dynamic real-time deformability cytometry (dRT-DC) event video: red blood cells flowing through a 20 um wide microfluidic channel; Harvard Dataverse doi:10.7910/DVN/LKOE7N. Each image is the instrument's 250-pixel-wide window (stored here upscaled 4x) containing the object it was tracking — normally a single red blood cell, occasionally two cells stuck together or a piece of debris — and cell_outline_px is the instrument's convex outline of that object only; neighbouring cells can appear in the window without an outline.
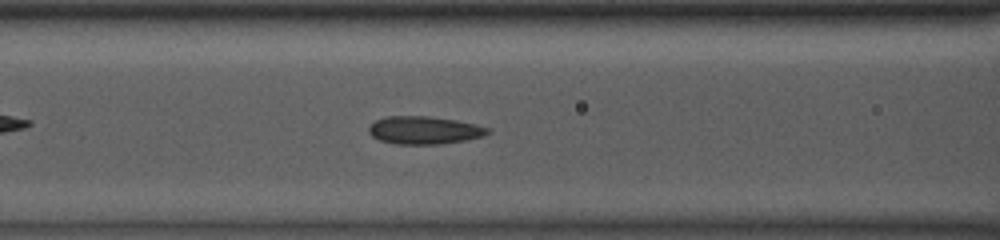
{"species": "common noctule bat (a hibernating species)", "species_latin": "Nyctalus noctula", "temperature_condition": "room temperature", "stored_images_in_passage": 34, "camera_frame_rate_fps": 3000, "um_per_image_px": 0.085, "animal": {"sex": "male", "body_mass_g": 13.0, "forearm_length_mm": 53.1}, "frame": {"image": 1, "passage_image": 10, "time_ms": 3.0, "image_size_px": [1000, 240], "cell_outline_px": [[492, 132], [484, 136], [464, 140], [440, 144], [396, 144], [380, 140], [372, 136], [368, 132], [368, 128], [376, 120], [388, 116], [428, 116], [456, 120], [476, 124], [488, 128]], "centroid_in_image_um": [36.07, 11.07], "position_along_channel_um": 130.5, "area_um2": 19.25}}
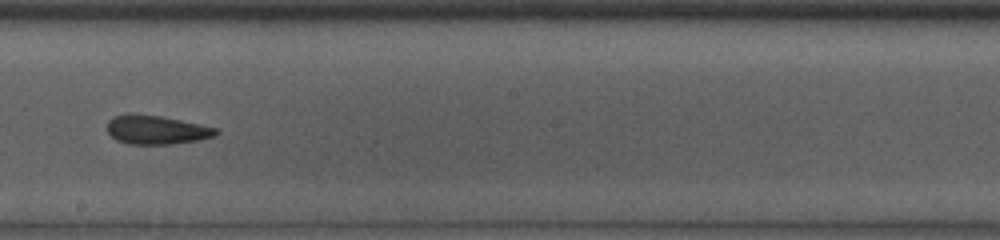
{"frame": {"image": 2, "passage_image": 18, "time_ms": 5.667, "image_size_px": [1000, 240], "cell_outline_px": [[220, 132], [216, 136], [200, 140], [168, 144], [128, 144], [116, 140], [108, 132], [108, 120], [112, 116], [128, 112], [160, 116], [180, 120], [216, 128]], "centroid_in_image_um": [13.27, 11.02], "position_along_channel_um": 234.9, "area_um2": 18.44}}
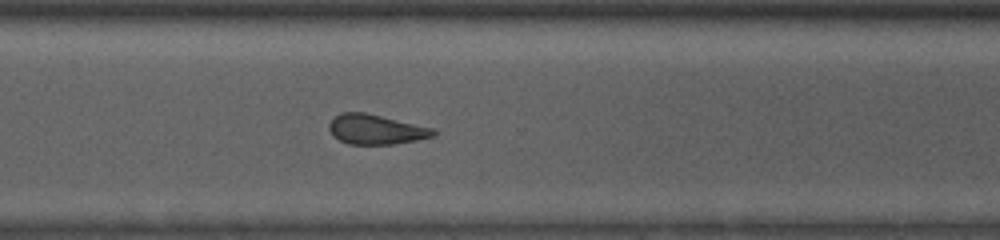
{"frame": {"image": 3, "passage_image": 26, "time_ms": 8.333, "image_size_px": [1000, 240], "cell_outline_px": [[436, 136], [416, 140], [392, 144], [348, 144], [332, 136], [328, 128], [328, 124], [340, 112], [364, 112], [432, 128], [436, 132]], "centroid_in_image_um": [31.91, 11.0], "position_along_channel_um": 338.7, "area_um2": 17.98}}